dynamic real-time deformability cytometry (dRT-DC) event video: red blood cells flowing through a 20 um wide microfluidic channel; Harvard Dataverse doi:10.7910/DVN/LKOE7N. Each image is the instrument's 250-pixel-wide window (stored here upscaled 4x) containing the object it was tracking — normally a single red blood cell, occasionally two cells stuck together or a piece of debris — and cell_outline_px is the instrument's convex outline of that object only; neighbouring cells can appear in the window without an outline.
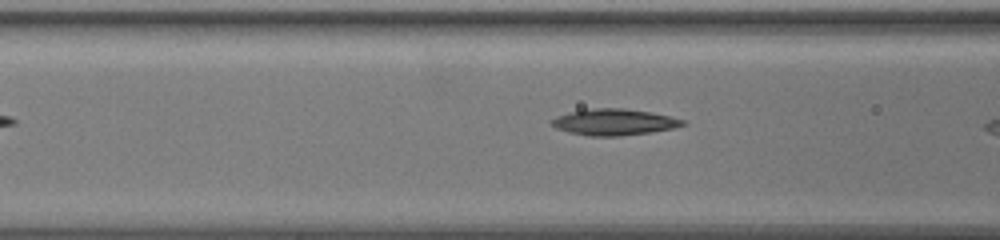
{"species": "common noctule bat (a hibernating species)", "species_latin": "Nyctalus noctula", "temperature_condition": "warm", "stored_images_in_passage": 16, "camera_frame_rate_fps": 3000, "um_per_image_px": 0.085, "animal": {"sex": "female", "body_mass_g": 19.5, "forearm_length_mm": 54.1}, "frame": {"image": 1, "passage_image": 5, "time_ms": 1.333, "image_size_px": [1000, 240], "cell_outline_px": [[688, 124], [672, 128], [652, 132], [620, 136], [588, 136], [568, 132], [556, 128], [548, 120], [556, 116], [568, 112], [592, 108], [624, 108], [648, 112], [668, 116], [684, 120]], "centroid_in_image_um": [52.15, 10.38], "position_along_channel_um": 114.5, "area_um2": 20.11}}
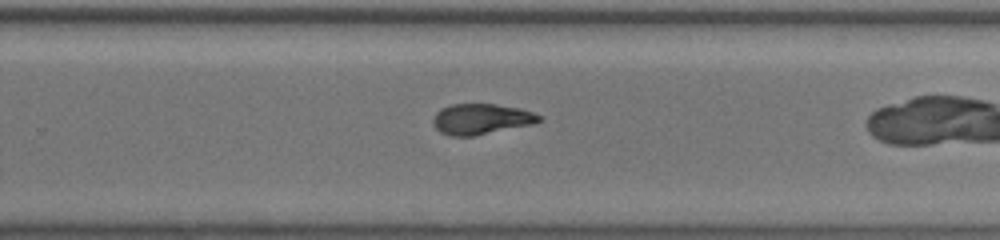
{"frame": {"image": 2, "passage_image": 12, "time_ms": 3.667, "image_size_px": [1000, 240], "cell_outline_px": [[544, 120], [532, 124], [472, 136], [448, 136], [440, 132], [436, 128], [432, 120], [436, 112], [440, 108], [452, 104], [496, 104], [520, 108], [544, 116]], "centroid_in_image_um": [40.91, 10.11], "position_along_channel_um": 288.9, "area_um2": 19.02}}